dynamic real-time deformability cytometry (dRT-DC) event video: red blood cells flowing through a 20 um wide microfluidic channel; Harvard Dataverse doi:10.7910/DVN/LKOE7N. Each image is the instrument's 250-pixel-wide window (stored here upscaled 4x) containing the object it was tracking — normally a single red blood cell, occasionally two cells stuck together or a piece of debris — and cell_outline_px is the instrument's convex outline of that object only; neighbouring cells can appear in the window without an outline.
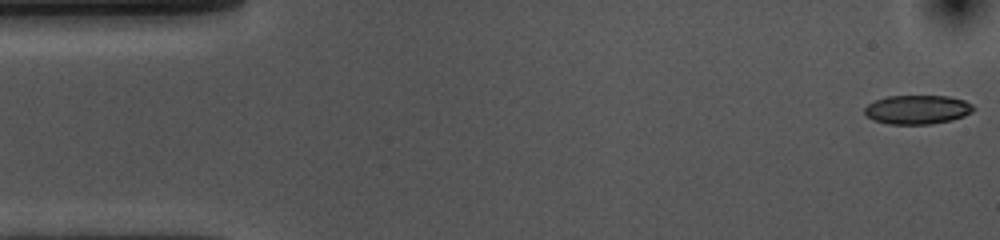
{"species": "common noctule bat (a hibernating species)", "species_latin": "Nyctalus noctula", "temperature_condition": "cold", "stored_images_in_passage": 54, "camera_frame_rate_fps": 3000, "um_per_image_px": 0.085, "animal": {"sex": "female", "body_mass_g": 10.0, "forearm_length_mm": 53.1}, "frame": {"image": 1, "passage_image": 1, "time_ms": 0.0, "image_size_px": [1000, 240], "cell_outline_px": [[976, 108], [972, 112], [964, 116], [952, 120], [932, 124], [888, 124], [876, 120], [868, 116], [864, 112], [864, 108], [868, 104], [876, 100], [888, 96], [948, 96], [964, 100], [972, 104]], "centroid_in_image_um": [78.02, 9.31], "position_along_channel_um": 7.0, "area_um2": 18.38}}
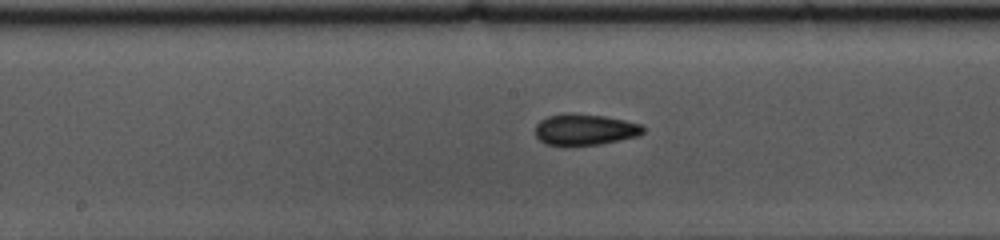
{"frame": {"image": 2, "passage_image": 26, "time_ms": 8.333, "image_size_px": [1000, 240], "cell_outline_px": [[644, 132], [640, 136], [600, 144], [544, 144], [536, 136], [536, 124], [540, 120], [548, 116], [568, 112], [572, 112], [604, 116], [624, 120], [640, 124], [644, 128]], "centroid_in_image_um": [49.72, 10.99], "position_along_channel_um": 198.5, "area_um2": 19.48}}
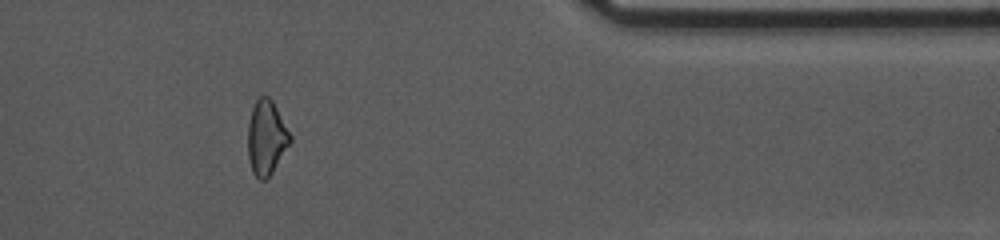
{"frame": {"image": 3, "passage_image": 44, "time_ms": 14.333, "image_size_px": [1000, 240], "cell_outline_px": [[292, 140], [272, 172], [264, 180], [260, 180], [252, 172], [248, 156], [248, 124], [252, 108], [256, 100], [260, 96], [268, 96], [272, 100], [292, 136]], "centroid_in_image_um": [22.64, 11.69], "position_along_channel_um": 388.8, "area_um2": 18.21}, "authors_computed_cell_mechanics": {"area_um2": 19.363, "velocity_mm_per_s": 3.632, "shape_relaxation_time_tau1_ms": 3.4267, "shape_relaxation_time_tau2_ms": 3.497, "deformation_change_tau1": 0.1178, "deformation_change_tau2": 0.1027}}